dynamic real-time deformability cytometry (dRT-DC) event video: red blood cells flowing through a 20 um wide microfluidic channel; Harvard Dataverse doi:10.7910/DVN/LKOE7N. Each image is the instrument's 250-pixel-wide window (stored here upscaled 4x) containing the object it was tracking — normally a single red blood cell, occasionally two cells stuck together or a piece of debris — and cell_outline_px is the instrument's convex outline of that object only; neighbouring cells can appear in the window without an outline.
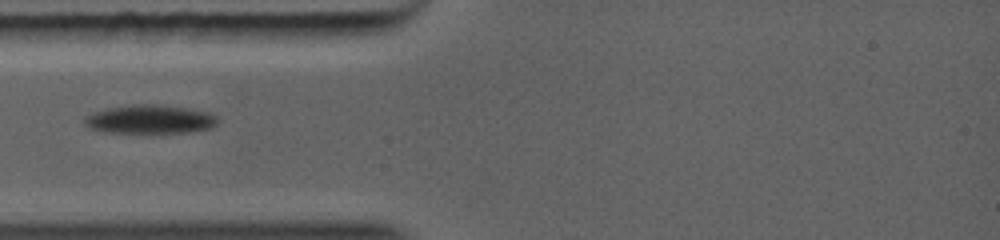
{"species": "common noctule bat (a hibernating species)", "species_latin": "Nyctalus noctula", "temperature_condition": "warm", "stored_images_in_passage": 30, "camera_frame_rate_fps": 5000, "um_per_image_px": 0.085, "animal": {"sex": "female", "body_mass_g": 19.0, "forearm_length_mm": 56.7}, "frame": {"image": 1, "passage_image": 1, "time_ms": 0.0, "image_size_px": [1000, 240], "cell_outline_px": [[216, 124], [212, 128], [192, 132], [160, 136], [100, 132], [88, 128], [84, 124], [84, 116], [92, 112], [104, 108], [140, 104], [184, 108], [204, 112], [216, 116]], "centroid_in_image_um": [12.65, 10.23], "position_along_channel_um": 72.4, "area_um2": 23.24}}
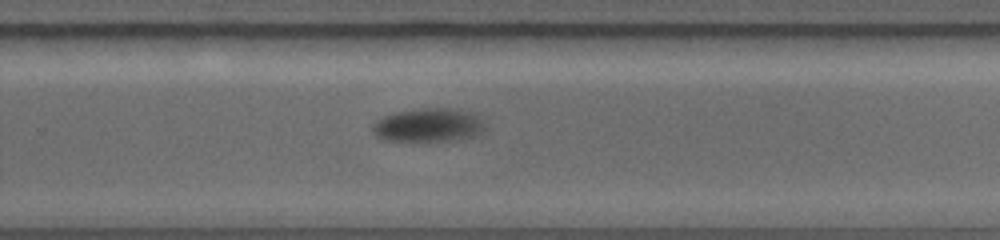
{"frame": {"image": 2, "passage_image": 13, "time_ms": 4.8, "image_size_px": [1000, 240], "cell_outline_px": [[488, 128], [476, 136], [456, 140], [428, 144], [384, 140], [376, 136], [372, 132], [372, 124], [376, 120], [384, 116], [400, 112], [428, 108], [448, 108], [472, 112], [480, 116], [484, 120]], "centroid_in_image_um": [36.47, 10.7], "position_along_channel_um": 293.3, "area_um2": 23.06}}
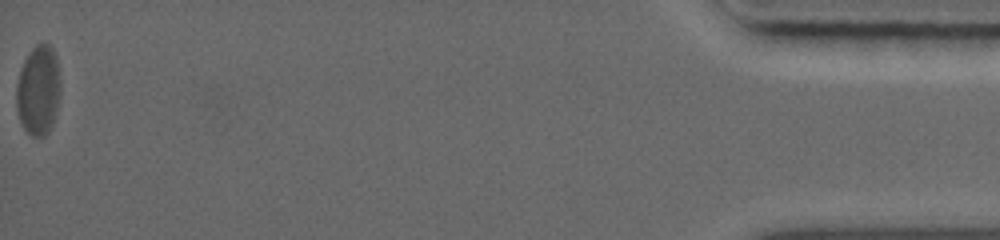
{"frame": {"image": 3, "passage_image": 30, "time_ms": 11.0, "image_size_px": [1000, 240], "cell_outline_px": [[60, 92], [56, 112], [52, 124], [48, 132], [44, 136], [32, 136], [24, 128], [20, 120], [16, 108], [16, 84], [20, 68], [28, 52], [36, 44], [48, 44], [52, 48], [56, 56], [60, 80]], "centroid_in_image_um": [3.25, 7.66], "position_along_channel_um": 432.0, "area_um2": 23.18}}